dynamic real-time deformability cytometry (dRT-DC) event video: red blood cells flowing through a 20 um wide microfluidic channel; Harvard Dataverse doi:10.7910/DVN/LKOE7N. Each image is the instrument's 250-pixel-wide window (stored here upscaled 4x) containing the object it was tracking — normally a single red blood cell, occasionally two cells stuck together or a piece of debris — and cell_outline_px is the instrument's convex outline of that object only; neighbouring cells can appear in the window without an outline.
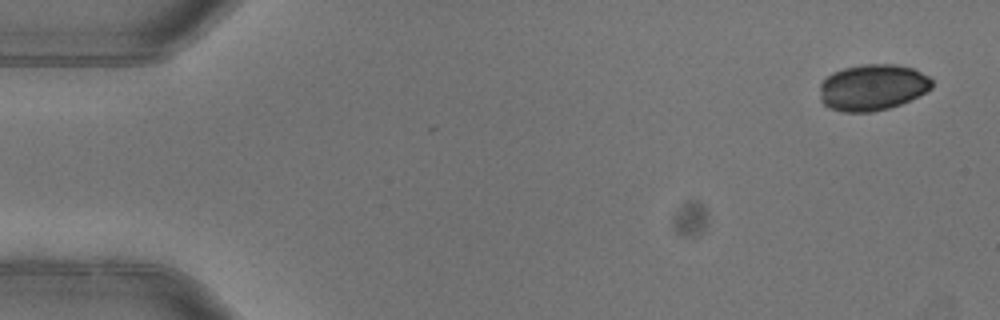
{"species": "common noctule bat (a hibernating species)", "species_latin": "Nyctalus noctula", "temperature_condition": "warm", "stored_images_in_passage": 5, "camera_frame_rate_fps": 3000, "um_per_image_px": 0.085, "animal": {"sex": "female"}, "frame": {"image": 1, "passage_image": 1, "time_ms": 0.0, "image_size_px": [1000, 320], "cell_outline_px": [[932, 88], [900, 104], [888, 108], [872, 112], [844, 112], [828, 108], [820, 100], [820, 84], [832, 72], [844, 68], [860, 64], [896, 64], [912, 68], [928, 76], [932, 80]], "centroid_in_image_um": [74.13, 7.42], "position_along_channel_um": 10.9, "area_um2": 30.17}}